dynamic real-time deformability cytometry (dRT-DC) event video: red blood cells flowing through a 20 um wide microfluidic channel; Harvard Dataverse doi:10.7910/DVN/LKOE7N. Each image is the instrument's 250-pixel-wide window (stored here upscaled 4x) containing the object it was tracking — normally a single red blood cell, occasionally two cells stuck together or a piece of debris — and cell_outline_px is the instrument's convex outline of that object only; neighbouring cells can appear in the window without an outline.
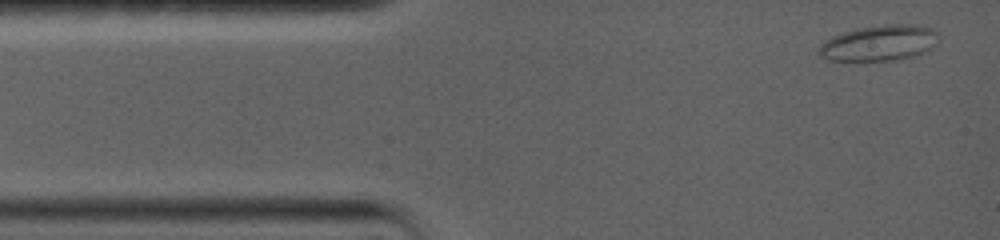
{"species": "common noctule bat (a hibernating species)", "species_latin": "Nyctalus noctula", "temperature_condition": "warm", "stored_images_in_passage": 33, "camera_frame_rate_fps": 5000, "um_per_image_px": 0.085, "animal": {"sex": "female", "body_mass_g": 19.0, "forearm_length_mm": 56.7}, "frame": {"image": 1, "passage_image": 1, "time_ms": 0.0, "image_size_px": [1000, 240], "cell_outline_px": [[940, 36], [936, 44], [928, 52], [912, 56], [892, 60], [828, 60], [820, 56], [816, 52], [820, 44], [824, 40], [832, 36], [844, 32], [860, 28], [888, 24], [916, 24], [932, 28]], "centroid_in_image_um": [74.76, 3.65], "position_along_channel_um": 10.2, "area_um2": 25.03}}
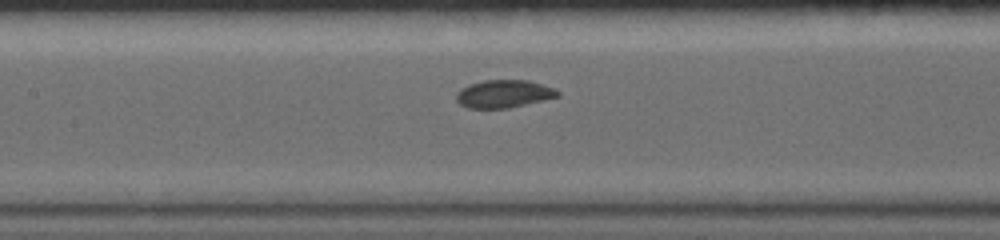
{"frame": {"image": 2, "passage_image": 15, "time_ms": 6.0, "image_size_px": [1000, 240], "cell_outline_px": [[560, 96], [544, 100], [508, 108], [468, 108], [460, 104], [456, 100], [456, 92], [460, 88], [468, 84], [484, 80], [528, 80], [556, 88], [560, 92]], "centroid_in_image_um": [42.82, 7.97], "position_along_channel_um": 164.6, "area_um2": 16.59}}
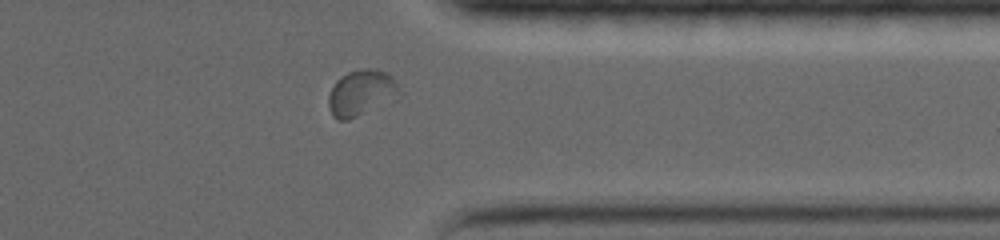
{"frame": {"image": 3, "passage_image": 29, "time_ms": 12.0, "image_size_px": [1000, 240], "cell_outline_px": [[404, 92], [396, 100], [348, 120], [336, 120], [332, 116], [328, 108], [328, 96], [336, 80], [340, 76], [348, 72], [360, 68], [376, 68], [392, 76], [396, 80]], "centroid_in_image_um": [30.76, 7.89], "position_along_channel_um": 380.6, "area_um2": 19.65}, "authors_computed_cell_mechanics": {"area_um2": 17.7446, "velocity_mm_per_s": 3.6439, "shape_relaxation_time_tau1_ms": 9.9507, "shape_relaxation_time_tau2_ms": 1.7592, "deformation_change_tau1": 0.1483, "deformation_change_tau2": 0.0552}}